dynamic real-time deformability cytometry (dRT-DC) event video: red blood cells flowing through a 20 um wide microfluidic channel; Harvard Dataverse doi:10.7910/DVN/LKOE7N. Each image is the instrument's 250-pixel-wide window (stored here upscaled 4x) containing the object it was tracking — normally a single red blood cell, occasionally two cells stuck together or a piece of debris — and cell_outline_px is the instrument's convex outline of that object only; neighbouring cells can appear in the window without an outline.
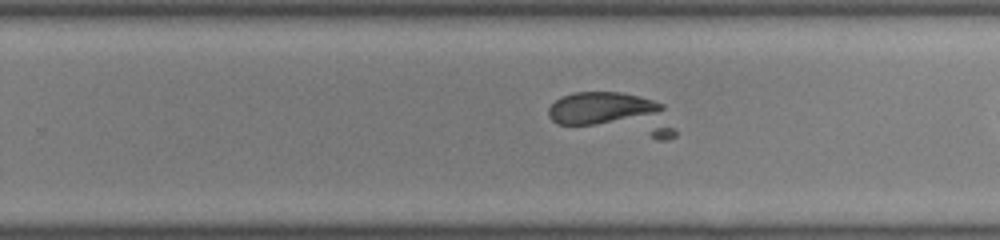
{"species": "common noctule bat (a hibernating species)", "species_latin": "Nyctalus noctula", "temperature_condition": "room temperature", "stored_images_in_passage": 49, "camera_frame_rate_fps": 3000, "um_per_image_px": 0.085, "animal": {"sex": "male", "body_mass_g": 19.0, "forearm_length_mm": 50.8}, "frame": {"image": 1, "passage_image": 33, "time_ms": 10.667, "image_size_px": [1000, 240], "cell_outline_px": [[676, 136], [668, 140], [656, 140], [556, 124], [548, 116], [548, 108], [560, 96], [572, 92], [620, 92], [640, 96], [664, 104], [676, 128]], "centroid_in_image_um": [52.19, 9.73], "position_along_channel_um": 277.6, "area_um2": 32.54}}
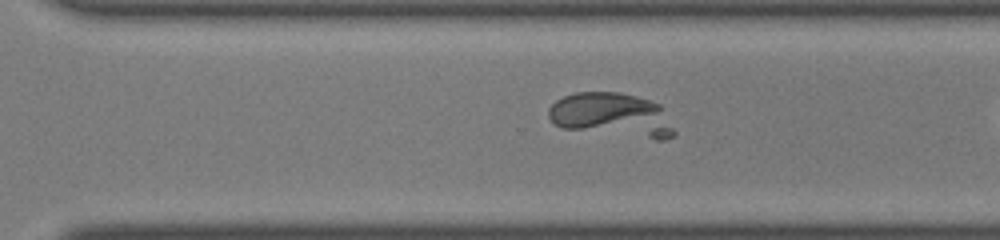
{"frame": {"image": 2, "passage_image": 36, "time_ms": 11.667, "image_size_px": [1000, 240], "cell_outline_px": [[676, 136], [664, 140], [656, 140], [564, 128], [552, 124], [548, 116], [548, 108], [556, 100], [564, 96], [576, 92], [620, 92], [636, 96], [660, 104], [676, 132]], "centroid_in_image_um": [52.02, 9.79], "position_along_channel_um": 318.6, "area_um2": 32.6}}